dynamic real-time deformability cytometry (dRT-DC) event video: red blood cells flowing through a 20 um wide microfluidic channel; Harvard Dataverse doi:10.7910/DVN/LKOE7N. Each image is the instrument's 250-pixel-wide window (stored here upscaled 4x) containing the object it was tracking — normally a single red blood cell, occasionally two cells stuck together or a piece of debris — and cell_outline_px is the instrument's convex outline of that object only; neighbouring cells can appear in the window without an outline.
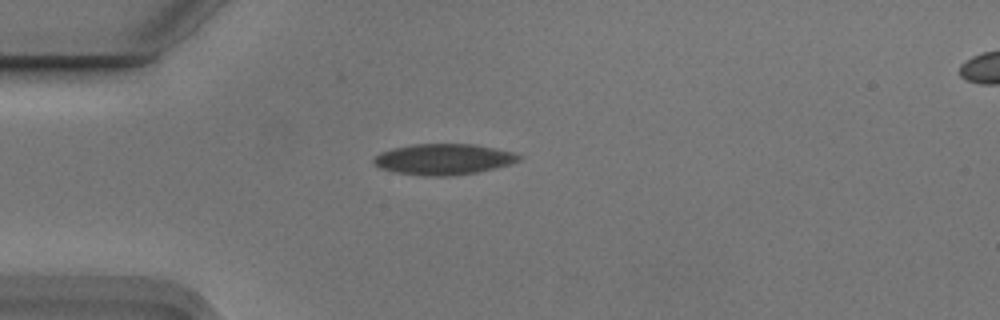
{"species": "Egyptian fruit bat (a non-hibernating species)", "species_latin": "Rousettus aegyptiacus", "temperature_condition": "cold", "stored_images_in_passage": 2, "segment_of_instrument_passage": [1, 2], "camera_frame_rate_fps": 3000, "um_per_image_px": 0.085, "animal": {"sex": "male"}, "frame": {"image": 1, "passage_image": 1, "time_ms": 0.0, "image_size_px": [1000, 320], "cell_outline_px": [[520, 160], [512, 164], [496, 168], [476, 172], [448, 176], [424, 176], [392, 172], [380, 168], [372, 164], [372, 160], [380, 152], [392, 148], [412, 144], [476, 144], [512, 152], [520, 156]], "centroid_in_image_um": [37.65, 13.54], "position_along_channel_um": 47.3, "area_um2": 26.3}}